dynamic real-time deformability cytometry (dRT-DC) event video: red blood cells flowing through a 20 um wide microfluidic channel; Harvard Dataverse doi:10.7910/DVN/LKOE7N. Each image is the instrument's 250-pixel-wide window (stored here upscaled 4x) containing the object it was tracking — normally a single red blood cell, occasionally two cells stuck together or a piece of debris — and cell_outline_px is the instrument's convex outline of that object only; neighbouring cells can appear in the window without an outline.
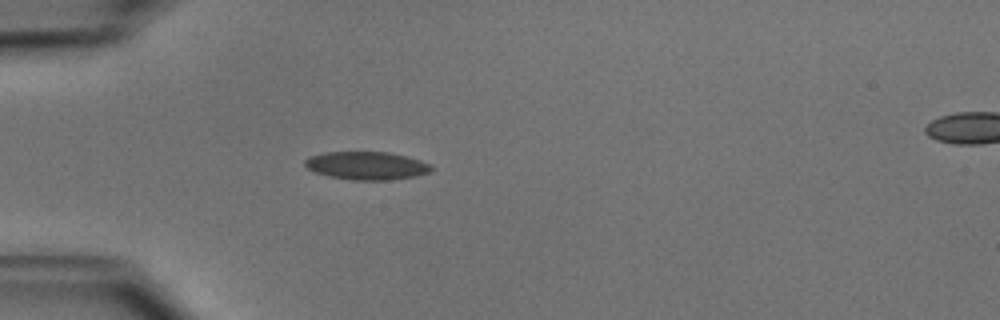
{"species": "common noctule bat (a hibernating species)", "species_latin": "Nyctalus noctula", "temperature_condition": "cold", "stored_images_in_passage": 36, "camera_frame_rate_fps": 3000, "um_per_image_px": 0.085, "animal": {"sex": "male", "body_mass_g": 15.6}, "frame": {"image": 1, "passage_image": 1, "time_ms": 0.0, "image_size_px": [1000, 320], "cell_outline_px": [[432, 172], [416, 176], [388, 180], [352, 180], [328, 176], [316, 172], [308, 168], [304, 164], [304, 160], [308, 156], [324, 152], [388, 152], [420, 160], [432, 164]], "centroid_in_image_um": [31.17, 14.08], "position_along_channel_um": 53.8, "area_um2": 20.75}}
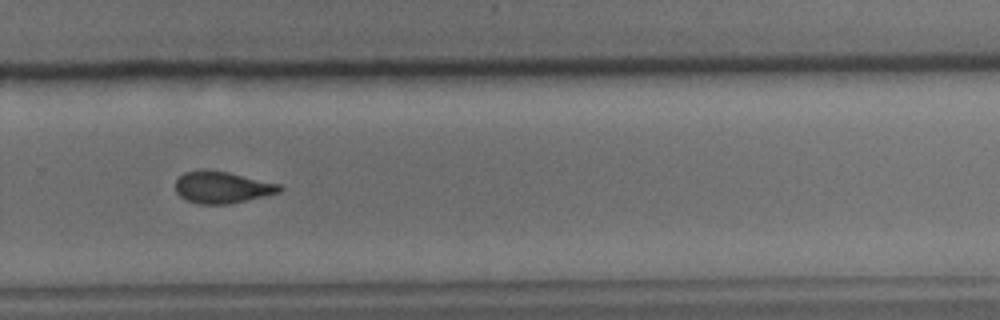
{"frame": {"image": 2, "passage_image": 21, "time_ms": 6.667, "image_size_px": [1000, 320], "cell_outline_px": [[284, 188], [280, 192], [228, 204], [200, 204], [188, 200], [180, 196], [176, 192], [176, 180], [184, 172], [204, 168], [208, 168], [228, 172], [280, 184]], "centroid_in_image_um": [18.86, 15.9], "position_along_channel_um": 310.9, "area_um2": 19.31}}
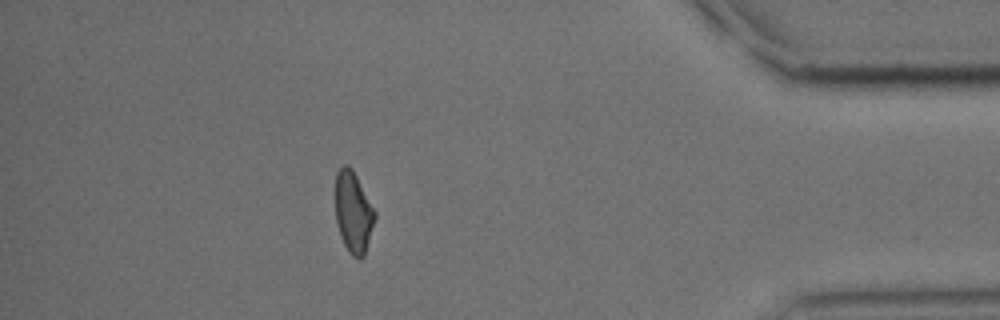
{"frame": {"image": 3, "passage_image": 31, "time_ms": 10.0, "image_size_px": [1000, 320], "cell_outline_px": [[376, 216], [364, 256], [352, 256], [348, 252], [340, 236], [336, 224], [336, 172], [344, 164], [348, 164], [352, 168], [376, 212]], "centroid_in_image_um": [30.02, 18.02], "position_along_channel_um": 405.2, "area_um2": 18.55}, "authors_computed_cell_mechanics": {"area_um2": 19.7387, "velocity_mm_per_s": 4.0115, "shape_relaxation_time_tau1_ms": 5.0096, "shape_relaxation_time_tau2_ms": 2.4065, "deformation_change_tau1": 0.1252, "deformation_change_tau2": 0.0775}}